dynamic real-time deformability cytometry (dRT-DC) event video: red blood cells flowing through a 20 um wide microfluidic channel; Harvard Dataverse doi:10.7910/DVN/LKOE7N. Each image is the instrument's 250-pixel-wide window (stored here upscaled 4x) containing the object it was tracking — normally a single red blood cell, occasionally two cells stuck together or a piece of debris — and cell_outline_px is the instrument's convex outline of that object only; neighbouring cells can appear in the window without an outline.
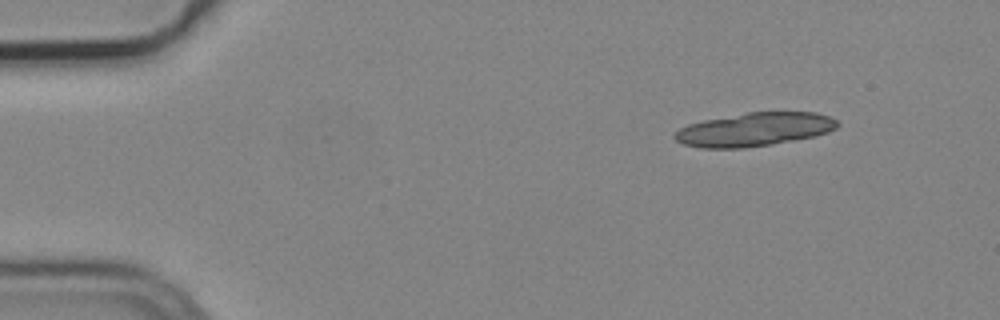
{"species": "common noctule bat (a hibernating species)", "species_latin": "Nyctalus noctula", "temperature_condition": "cold", "stored_images_in_passage": 6, "camera_frame_rate_fps": 3000, "um_per_image_px": 0.085, "animal": {"sex": "male", "body_mass_g": 19.2, "forearm_length_mm": 51.8}, "frame": {"image": 1, "passage_image": 2, "time_ms": 0.333, "image_size_px": [1000, 320], "cell_outline_px": [[840, 124], [836, 128], [828, 132], [816, 136], [772, 144], [744, 148], [700, 148], [684, 144], [676, 140], [672, 136], [680, 128], [688, 124], [704, 120], [748, 112], [816, 112], [828, 116], [836, 120]], "centroid_in_image_um": [64.13, 11.0], "position_along_channel_um": 20.9, "area_um2": 31.79}}